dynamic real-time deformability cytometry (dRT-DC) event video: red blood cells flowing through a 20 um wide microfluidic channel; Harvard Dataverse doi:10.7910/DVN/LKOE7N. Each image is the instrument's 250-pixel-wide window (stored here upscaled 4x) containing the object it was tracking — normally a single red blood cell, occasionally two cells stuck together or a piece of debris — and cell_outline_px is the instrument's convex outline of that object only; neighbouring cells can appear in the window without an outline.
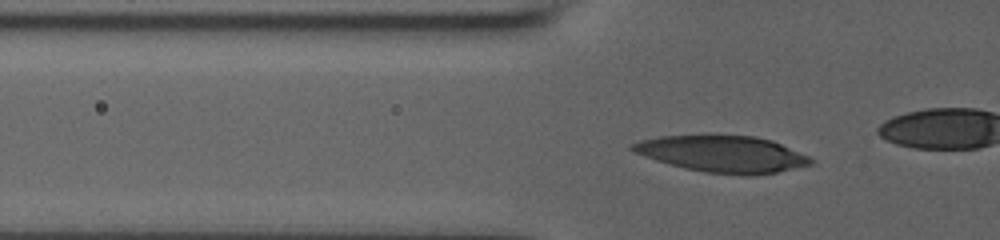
{"species": "human", "species_latin": "Homo sapiens", "temperature_condition": "room temperature", "stored_images_in_passage": 44, "camera_frame_rate_fps": 3000, "um_per_image_px": 0.085, "donor": {"sex": "male"}, "frame": {"image": 1, "passage_image": 18, "time_ms": 5.667, "image_size_px": [1000, 240], "cell_outline_px": [[812, 164], [776, 172], [748, 176], [704, 172], [684, 168], [656, 160], [632, 152], [628, 148], [628, 144], [640, 140], [660, 136], [756, 136], [772, 140], [808, 156], [812, 160]], "centroid_in_image_um": [61.36, 13.09], "position_along_channel_um": 64.4, "area_um2": 37.74}}
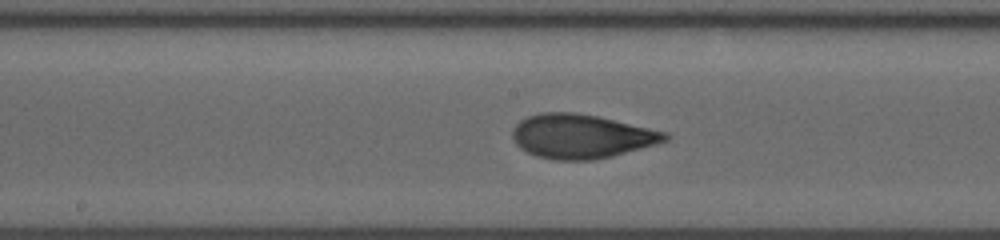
{"frame": {"image": 2, "passage_image": 29, "time_ms": 9.333, "image_size_px": [1000, 240], "cell_outline_px": [[668, 140], [612, 156], [592, 160], [556, 160], [536, 156], [520, 148], [516, 144], [512, 136], [512, 128], [520, 120], [528, 116], [540, 112], [576, 112], [600, 116], [668, 132]], "centroid_in_image_um": [49.39, 11.57], "position_along_channel_um": 198.8, "area_um2": 39.3}}
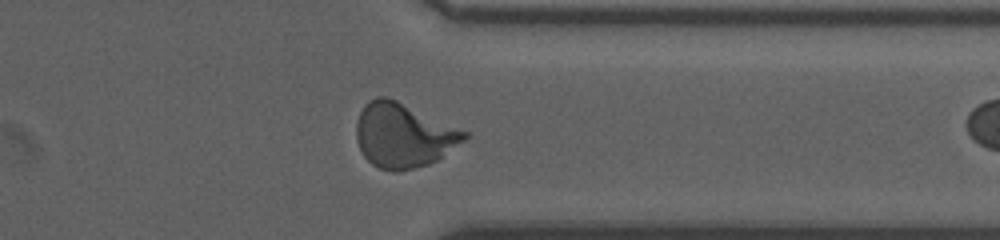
{"frame": {"image": 3, "passage_image": 43, "time_ms": 14.0, "image_size_px": [1000, 240], "cell_outline_px": [[468, 136], [464, 140], [436, 160], [428, 164], [396, 172], [392, 172], [380, 168], [372, 164], [364, 156], [356, 140], [356, 124], [360, 112], [364, 104], [368, 100], [376, 96], [388, 96], [468, 132]], "centroid_in_image_um": [34.24, 11.48], "position_along_channel_um": 377.2, "area_um2": 40.29}}